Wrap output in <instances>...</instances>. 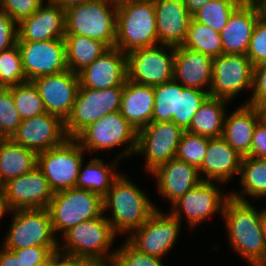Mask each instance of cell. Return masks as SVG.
<instances>
[{
    "label": "cell",
    "instance_id": "1",
    "mask_svg": "<svg viewBox=\"0 0 266 266\" xmlns=\"http://www.w3.org/2000/svg\"><path fill=\"white\" fill-rule=\"evenodd\" d=\"M222 218L228 232V241L234 252L252 266H257L266 254V238L260 222V210L250 201L229 198Z\"/></svg>",
    "mask_w": 266,
    "mask_h": 266
},
{
    "label": "cell",
    "instance_id": "2",
    "mask_svg": "<svg viewBox=\"0 0 266 266\" xmlns=\"http://www.w3.org/2000/svg\"><path fill=\"white\" fill-rule=\"evenodd\" d=\"M149 197L131 181L127 175L121 174L103 197V213L111 211L110 217L105 215L118 235L128 236L159 209Z\"/></svg>",
    "mask_w": 266,
    "mask_h": 266
},
{
    "label": "cell",
    "instance_id": "3",
    "mask_svg": "<svg viewBox=\"0 0 266 266\" xmlns=\"http://www.w3.org/2000/svg\"><path fill=\"white\" fill-rule=\"evenodd\" d=\"M153 0H127L117 3L115 46L123 53L158 45Z\"/></svg>",
    "mask_w": 266,
    "mask_h": 266
},
{
    "label": "cell",
    "instance_id": "4",
    "mask_svg": "<svg viewBox=\"0 0 266 266\" xmlns=\"http://www.w3.org/2000/svg\"><path fill=\"white\" fill-rule=\"evenodd\" d=\"M117 3L88 0L65 9V35H80L115 46Z\"/></svg>",
    "mask_w": 266,
    "mask_h": 266
},
{
    "label": "cell",
    "instance_id": "5",
    "mask_svg": "<svg viewBox=\"0 0 266 266\" xmlns=\"http://www.w3.org/2000/svg\"><path fill=\"white\" fill-rule=\"evenodd\" d=\"M116 236L104 213L66 231L62 235L64 242H59L58 250L74 258L114 260L116 249L111 251L110 247Z\"/></svg>",
    "mask_w": 266,
    "mask_h": 266
},
{
    "label": "cell",
    "instance_id": "6",
    "mask_svg": "<svg viewBox=\"0 0 266 266\" xmlns=\"http://www.w3.org/2000/svg\"><path fill=\"white\" fill-rule=\"evenodd\" d=\"M138 131L120 111L107 114L85 128L75 139L85 152L103 151L128 144L116 158L121 160L136 153ZM117 146V147H116Z\"/></svg>",
    "mask_w": 266,
    "mask_h": 266
},
{
    "label": "cell",
    "instance_id": "7",
    "mask_svg": "<svg viewBox=\"0 0 266 266\" xmlns=\"http://www.w3.org/2000/svg\"><path fill=\"white\" fill-rule=\"evenodd\" d=\"M124 86L107 89L79 87L70 114L64 120L68 138H76L85 128L110 113L120 111Z\"/></svg>",
    "mask_w": 266,
    "mask_h": 266
},
{
    "label": "cell",
    "instance_id": "8",
    "mask_svg": "<svg viewBox=\"0 0 266 266\" xmlns=\"http://www.w3.org/2000/svg\"><path fill=\"white\" fill-rule=\"evenodd\" d=\"M47 209L55 235H63L75 225L104 214L100 195L76 187L54 192Z\"/></svg>",
    "mask_w": 266,
    "mask_h": 266
},
{
    "label": "cell",
    "instance_id": "9",
    "mask_svg": "<svg viewBox=\"0 0 266 266\" xmlns=\"http://www.w3.org/2000/svg\"><path fill=\"white\" fill-rule=\"evenodd\" d=\"M85 151L75 138L37 154V167L53 192L75 188Z\"/></svg>",
    "mask_w": 266,
    "mask_h": 266
},
{
    "label": "cell",
    "instance_id": "10",
    "mask_svg": "<svg viewBox=\"0 0 266 266\" xmlns=\"http://www.w3.org/2000/svg\"><path fill=\"white\" fill-rule=\"evenodd\" d=\"M12 223L2 246L8 250L33 246H58L47 208L10 211Z\"/></svg>",
    "mask_w": 266,
    "mask_h": 266
},
{
    "label": "cell",
    "instance_id": "11",
    "mask_svg": "<svg viewBox=\"0 0 266 266\" xmlns=\"http://www.w3.org/2000/svg\"><path fill=\"white\" fill-rule=\"evenodd\" d=\"M174 52L175 47L162 44L128 52L127 79L152 87L173 80Z\"/></svg>",
    "mask_w": 266,
    "mask_h": 266
},
{
    "label": "cell",
    "instance_id": "12",
    "mask_svg": "<svg viewBox=\"0 0 266 266\" xmlns=\"http://www.w3.org/2000/svg\"><path fill=\"white\" fill-rule=\"evenodd\" d=\"M254 65L245 54L213 58L209 96L231 101L243 90H252Z\"/></svg>",
    "mask_w": 266,
    "mask_h": 266
},
{
    "label": "cell",
    "instance_id": "13",
    "mask_svg": "<svg viewBox=\"0 0 266 266\" xmlns=\"http://www.w3.org/2000/svg\"><path fill=\"white\" fill-rule=\"evenodd\" d=\"M183 133L184 130L173 121L151 122L138 131L135 154H144L145 168L149 174L175 158Z\"/></svg>",
    "mask_w": 266,
    "mask_h": 266
},
{
    "label": "cell",
    "instance_id": "14",
    "mask_svg": "<svg viewBox=\"0 0 266 266\" xmlns=\"http://www.w3.org/2000/svg\"><path fill=\"white\" fill-rule=\"evenodd\" d=\"M218 183L200 182L195 188L174 202L169 212L181 223L184 215L190 229L197 227L215 213L220 212L222 215L225 203L230 198V193L220 191L217 186Z\"/></svg>",
    "mask_w": 266,
    "mask_h": 266
},
{
    "label": "cell",
    "instance_id": "15",
    "mask_svg": "<svg viewBox=\"0 0 266 266\" xmlns=\"http://www.w3.org/2000/svg\"><path fill=\"white\" fill-rule=\"evenodd\" d=\"M157 209L151 217L126 239L138 251L163 258L177 242L181 222L170 212Z\"/></svg>",
    "mask_w": 266,
    "mask_h": 266
},
{
    "label": "cell",
    "instance_id": "16",
    "mask_svg": "<svg viewBox=\"0 0 266 266\" xmlns=\"http://www.w3.org/2000/svg\"><path fill=\"white\" fill-rule=\"evenodd\" d=\"M27 81L68 70L63 39L17 42Z\"/></svg>",
    "mask_w": 266,
    "mask_h": 266
},
{
    "label": "cell",
    "instance_id": "17",
    "mask_svg": "<svg viewBox=\"0 0 266 266\" xmlns=\"http://www.w3.org/2000/svg\"><path fill=\"white\" fill-rule=\"evenodd\" d=\"M67 138L64 121L46 112L22 120L10 139L38 154L61 145Z\"/></svg>",
    "mask_w": 266,
    "mask_h": 266
},
{
    "label": "cell",
    "instance_id": "18",
    "mask_svg": "<svg viewBox=\"0 0 266 266\" xmlns=\"http://www.w3.org/2000/svg\"><path fill=\"white\" fill-rule=\"evenodd\" d=\"M32 82L39 92L45 111L64 121L71 112L80 86L78 74L68 69L37 77Z\"/></svg>",
    "mask_w": 266,
    "mask_h": 266
},
{
    "label": "cell",
    "instance_id": "19",
    "mask_svg": "<svg viewBox=\"0 0 266 266\" xmlns=\"http://www.w3.org/2000/svg\"><path fill=\"white\" fill-rule=\"evenodd\" d=\"M3 189L11 211L48 208L54 194L37 166L32 171L5 183Z\"/></svg>",
    "mask_w": 266,
    "mask_h": 266
},
{
    "label": "cell",
    "instance_id": "20",
    "mask_svg": "<svg viewBox=\"0 0 266 266\" xmlns=\"http://www.w3.org/2000/svg\"><path fill=\"white\" fill-rule=\"evenodd\" d=\"M265 13L263 1L241 3L221 31L223 54H245L257 20Z\"/></svg>",
    "mask_w": 266,
    "mask_h": 266
},
{
    "label": "cell",
    "instance_id": "21",
    "mask_svg": "<svg viewBox=\"0 0 266 266\" xmlns=\"http://www.w3.org/2000/svg\"><path fill=\"white\" fill-rule=\"evenodd\" d=\"M79 87L107 89L124 86L127 80V56L118 48L106 50L78 73Z\"/></svg>",
    "mask_w": 266,
    "mask_h": 266
},
{
    "label": "cell",
    "instance_id": "22",
    "mask_svg": "<svg viewBox=\"0 0 266 266\" xmlns=\"http://www.w3.org/2000/svg\"><path fill=\"white\" fill-rule=\"evenodd\" d=\"M28 18L18 24L17 42H36L63 39L65 9L47 0Z\"/></svg>",
    "mask_w": 266,
    "mask_h": 266
},
{
    "label": "cell",
    "instance_id": "23",
    "mask_svg": "<svg viewBox=\"0 0 266 266\" xmlns=\"http://www.w3.org/2000/svg\"><path fill=\"white\" fill-rule=\"evenodd\" d=\"M153 3L159 44L182 46L192 18L183 0H153Z\"/></svg>",
    "mask_w": 266,
    "mask_h": 266
},
{
    "label": "cell",
    "instance_id": "24",
    "mask_svg": "<svg viewBox=\"0 0 266 266\" xmlns=\"http://www.w3.org/2000/svg\"><path fill=\"white\" fill-rule=\"evenodd\" d=\"M151 174L156 178L159 194L171 204L202 182L195 166L177 158L160 165Z\"/></svg>",
    "mask_w": 266,
    "mask_h": 266
},
{
    "label": "cell",
    "instance_id": "25",
    "mask_svg": "<svg viewBox=\"0 0 266 266\" xmlns=\"http://www.w3.org/2000/svg\"><path fill=\"white\" fill-rule=\"evenodd\" d=\"M212 67L213 58L210 56L182 46L175 47L173 80L182 86L209 93Z\"/></svg>",
    "mask_w": 266,
    "mask_h": 266
},
{
    "label": "cell",
    "instance_id": "26",
    "mask_svg": "<svg viewBox=\"0 0 266 266\" xmlns=\"http://www.w3.org/2000/svg\"><path fill=\"white\" fill-rule=\"evenodd\" d=\"M242 158L222 137L210 138L207 152L198 168L199 176L202 181L225 184L240 173Z\"/></svg>",
    "mask_w": 266,
    "mask_h": 266
},
{
    "label": "cell",
    "instance_id": "27",
    "mask_svg": "<svg viewBox=\"0 0 266 266\" xmlns=\"http://www.w3.org/2000/svg\"><path fill=\"white\" fill-rule=\"evenodd\" d=\"M261 120L257 107L240 105L225 116L222 138L242 157L250 154L253 132Z\"/></svg>",
    "mask_w": 266,
    "mask_h": 266
},
{
    "label": "cell",
    "instance_id": "28",
    "mask_svg": "<svg viewBox=\"0 0 266 266\" xmlns=\"http://www.w3.org/2000/svg\"><path fill=\"white\" fill-rule=\"evenodd\" d=\"M154 107L152 86L126 80L121 97L120 113L139 131L151 123Z\"/></svg>",
    "mask_w": 266,
    "mask_h": 266
},
{
    "label": "cell",
    "instance_id": "29",
    "mask_svg": "<svg viewBox=\"0 0 266 266\" xmlns=\"http://www.w3.org/2000/svg\"><path fill=\"white\" fill-rule=\"evenodd\" d=\"M37 166V153L27 147L3 139L0 143V186Z\"/></svg>",
    "mask_w": 266,
    "mask_h": 266
},
{
    "label": "cell",
    "instance_id": "30",
    "mask_svg": "<svg viewBox=\"0 0 266 266\" xmlns=\"http://www.w3.org/2000/svg\"><path fill=\"white\" fill-rule=\"evenodd\" d=\"M228 100L208 97L192 118L190 133L209 138L222 137Z\"/></svg>",
    "mask_w": 266,
    "mask_h": 266
},
{
    "label": "cell",
    "instance_id": "31",
    "mask_svg": "<svg viewBox=\"0 0 266 266\" xmlns=\"http://www.w3.org/2000/svg\"><path fill=\"white\" fill-rule=\"evenodd\" d=\"M120 160L116 157L110 164H105L102 159L95 157L83 166L81 163L76 188L89 190L102 198L108 193L114 181L121 175L114 171Z\"/></svg>",
    "mask_w": 266,
    "mask_h": 266
},
{
    "label": "cell",
    "instance_id": "32",
    "mask_svg": "<svg viewBox=\"0 0 266 266\" xmlns=\"http://www.w3.org/2000/svg\"><path fill=\"white\" fill-rule=\"evenodd\" d=\"M68 69L78 74L102 55L109 47L101 41L80 35H64Z\"/></svg>",
    "mask_w": 266,
    "mask_h": 266
},
{
    "label": "cell",
    "instance_id": "33",
    "mask_svg": "<svg viewBox=\"0 0 266 266\" xmlns=\"http://www.w3.org/2000/svg\"><path fill=\"white\" fill-rule=\"evenodd\" d=\"M239 174L242 189L229 192L231 198L248 202L247 195L254 199L266 196V159L244 156Z\"/></svg>",
    "mask_w": 266,
    "mask_h": 266
},
{
    "label": "cell",
    "instance_id": "34",
    "mask_svg": "<svg viewBox=\"0 0 266 266\" xmlns=\"http://www.w3.org/2000/svg\"><path fill=\"white\" fill-rule=\"evenodd\" d=\"M182 47L201 52L211 58L223 54L221 34L193 18L189 22L186 39Z\"/></svg>",
    "mask_w": 266,
    "mask_h": 266
},
{
    "label": "cell",
    "instance_id": "35",
    "mask_svg": "<svg viewBox=\"0 0 266 266\" xmlns=\"http://www.w3.org/2000/svg\"><path fill=\"white\" fill-rule=\"evenodd\" d=\"M154 107L151 122L173 121L178 125V92L182 85L175 80L153 87Z\"/></svg>",
    "mask_w": 266,
    "mask_h": 266
},
{
    "label": "cell",
    "instance_id": "36",
    "mask_svg": "<svg viewBox=\"0 0 266 266\" xmlns=\"http://www.w3.org/2000/svg\"><path fill=\"white\" fill-rule=\"evenodd\" d=\"M240 4L237 0H210L192 18L221 33L230 15Z\"/></svg>",
    "mask_w": 266,
    "mask_h": 266
},
{
    "label": "cell",
    "instance_id": "37",
    "mask_svg": "<svg viewBox=\"0 0 266 266\" xmlns=\"http://www.w3.org/2000/svg\"><path fill=\"white\" fill-rule=\"evenodd\" d=\"M11 92L22 120L46 113L43 101L32 81L12 86Z\"/></svg>",
    "mask_w": 266,
    "mask_h": 266
},
{
    "label": "cell",
    "instance_id": "38",
    "mask_svg": "<svg viewBox=\"0 0 266 266\" xmlns=\"http://www.w3.org/2000/svg\"><path fill=\"white\" fill-rule=\"evenodd\" d=\"M18 45L0 52V87L9 88L26 82Z\"/></svg>",
    "mask_w": 266,
    "mask_h": 266
},
{
    "label": "cell",
    "instance_id": "39",
    "mask_svg": "<svg viewBox=\"0 0 266 266\" xmlns=\"http://www.w3.org/2000/svg\"><path fill=\"white\" fill-rule=\"evenodd\" d=\"M209 139V137L184 131L178 144L175 158L193 165L198 169L207 152Z\"/></svg>",
    "mask_w": 266,
    "mask_h": 266
},
{
    "label": "cell",
    "instance_id": "40",
    "mask_svg": "<svg viewBox=\"0 0 266 266\" xmlns=\"http://www.w3.org/2000/svg\"><path fill=\"white\" fill-rule=\"evenodd\" d=\"M209 97V93L195 88L182 86L178 92V126L186 131L195 113Z\"/></svg>",
    "mask_w": 266,
    "mask_h": 266
},
{
    "label": "cell",
    "instance_id": "41",
    "mask_svg": "<svg viewBox=\"0 0 266 266\" xmlns=\"http://www.w3.org/2000/svg\"><path fill=\"white\" fill-rule=\"evenodd\" d=\"M22 122L15 106L11 87H0V135L10 139Z\"/></svg>",
    "mask_w": 266,
    "mask_h": 266
},
{
    "label": "cell",
    "instance_id": "42",
    "mask_svg": "<svg viewBox=\"0 0 266 266\" xmlns=\"http://www.w3.org/2000/svg\"><path fill=\"white\" fill-rule=\"evenodd\" d=\"M161 259L138 251L126 240L116 248L113 261L115 266H163Z\"/></svg>",
    "mask_w": 266,
    "mask_h": 266
},
{
    "label": "cell",
    "instance_id": "43",
    "mask_svg": "<svg viewBox=\"0 0 266 266\" xmlns=\"http://www.w3.org/2000/svg\"><path fill=\"white\" fill-rule=\"evenodd\" d=\"M246 56L254 66L266 63V12L255 24Z\"/></svg>",
    "mask_w": 266,
    "mask_h": 266
},
{
    "label": "cell",
    "instance_id": "44",
    "mask_svg": "<svg viewBox=\"0 0 266 266\" xmlns=\"http://www.w3.org/2000/svg\"><path fill=\"white\" fill-rule=\"evenodd\" d=\"M44 0H2L0 9L8 13L19 24L43 4Z\"/></svg>",
    "mask_w": 266,
    "mask_h": 266
},
{
    "label": "cell",
    "instance_id": "45",
    "mask_svg": "<svg viewBox=\"0 0 266 266\" xmlns=\"http://www.w3.org/2000/svg\"><path fill=\"white\" fill-rule=\"evenodd\" d=\"M57 250L58 246H33L11 251L24 266H36Z\"/></svg>",
    "mask_w": 266,
    "mask_h": 266
},
{
    "label": "cell",
    "instance_id": "46",
    "mask_svg": "<svg viewBox=\"0 0 266 266\" xmlns=\"http://www.w3.org/2000/svg\"><path fill=\"white\" fill-rule=\"evenodd\" d=\"M250 99L243 104L259 108L266 101V63L254 66Z\"/></svg>",
    "mask_w": 266,
    "mask_h": 266
},
{
    "label": "cell",
    "instance_id": "47",
    "mask_svg": "<svg viewBox=\"0 0 266 266\" xmlns=\"http://www.w3.org/2000/svg\"><path fill=\"white\" fill-rule=\"evenodd\" d=\"M18 41V24L5 11L0 9V52L8 50Z\"/></svg>",
    "mask_w": 266,
    "mask_h": 266
},
{
    "label": "cell",
    "instance_id": "48",
    "mask_svg": "<svg viewBox=\"0 0 266 266\" xmlns=\"http://www.w3.org/2000/svg\"><path fill=\"white\" fill-rule=\"evenodd\" d=\"M248 156L266 159V122L262 119L256 124L254 129Z\"/></svg>",
    "mask_w": 266,
    "mask_h": 266
},
{
    "label": "cell",
    "instance_id": "49",
    "mask_svg": "<svg viewBox=\"0 0 266 266\" xmlns=\"http://www.w3.org/2000/svg\"><path fill=\"white\" fill-rule=\"evenodd\" d=\"M72 266H115V265L113 260L72 257Z\"/></svg>",
    "mask_w": 266,
    "mask_h": 266
},
{
    "label": "cell",
    "instance_id": "50",
    "mask_svg": "<svg viewBox=\"0 0 266 266\" xmlns=\"http://www.w3.org/2000/svg\"><path fill=\"white\" fill-rule=\"evenodd\" d=\"M0 266H24L20 259L11 251L2 246L0 249Z\"/></svg>",
    "mask_w": 266,
    "mask_h": 266
},
{
    "label": "cell",
    "instance_id": "51",
    "mask_svg": "<svg viewBox=\"0 0 266 266\" xmlns=\"http://www.w3.org/2000/svg\"><path fill=\"white\" fill-rule=\"evenodd\" d=\"M51 266H72V256L62 254L57 250L51 254Z\"/></svg>",
    "mask_w": 266,
    "mask_h": 266
},
{
    "label": "cell",
    "instance_id": "52",
    "mask_svg": "<svg viewBox=\"0 0 266 266\" xmlns=\"http://www.w3.org/2000/svg\"><path fill=\"white\" fill-rule=\"evenodd\" d=\"M210 0H183L189 14L193 16Z\"/></svg>",
    "mask_w": 266,
    "mask_h": 266
},
{
    "label": "cell",
    "instance_id": "53",
    "mask_svg": "<svg viewBox=\"0 0 266 266\" xmlns=\"http://www.w3.org/2000/svg\"><path fill=\"white\" fill-rule=\"evenodd\" d=\"M4 193L3 186H0V221L2 220L5 213L10 212Z\"/></svg>",
    "mask_w": 266,
    "mask_h": 266
},
{
    "label": "cell",
    "instance_id": "54",
    "mask_svg": "<svg viewBox=\"0 0 266 266\" xmlns=\"http://www.w3.org/2000/svg\"><path fill=\"white\" fill-rule=\"evenodd\" d=\"M53 4L59 5L62 9H66L73 5H78L88 0H49Z\"/></svg>",
    "mask_w": 266,
    "mask_h": 266
},
{
    "label": "cell",
    "instance_id": "55",
    "mask_svg": "<svg viewBox=\"0 0 266 266\" xmlns=\"http://www.w3.org/2000/svg\"><path fill=\"white\" fill-rule=\"evenodd\" d=\"M260 222H261L262 231L264 233V237L266 238V208L263 209L262 211L260 210Z\"/></svg>",
    "mask_w": 266,
    "mask_h": 266
},
{
    "label": "cell",
    "instance_id": "56",
    "mask_svg": "<svg viewBox=\"0 0 266 266\" xmlns=\"http://www.w3.org/2000/svg\"><path fill=\"white\" fill-rule=\"evenodd\" d=\"M258 109L260 111L261 119L266 122V101Z\"/></svg>",
    "mask_w": 266,
    "mask_h": 266
},
{
    "label": "cell",
    "instance_id": "57",
    "mask_svg": "<svg viewBox=\"0 0 266 266\" xmlns=\"http://www.w3.org/2000/svg\"><path fill=\"white\" fill-rule=\"evenodd\" d=\"M36 266H51V255Z\"/></svg>",
    "mask_w": 266,
    "mask_h": 266
},
{
    "label": "cell",
    "instance_id": "58",
    "mask_svg": "<svg viewBox=\"0 0 266 266\" xmlns=\"http://www.w3.org/2000/svg\"><path fill=\"white\" fill-rule=\"evenodd\" d=\"M238 2L240 3H253V2H256V1H259V0H237Z\"/></svg>",
    "mask_w": 266,
    "mask_h": 266
},
{
    "label": "cell",
    "instance_id": "59",
    "mask_svg": "<svg viewBox=\"0 0 266 266\" xmlns=\"http://www.w3.org/2000/svg\"><path fill=\"white\" fill-rule=\"evenodd\" d=\"M257 266H266V254L263 260Z\"/></svg>",
    "mask_w": 266,
    "mask_h": 266
},
{
    "label": "cell",
    "instance_id": "60",
    "mask_svg": "<svg viewBox=\"0 0 266 266\" xmlns=\"http://www.w3.org/2000/svg\"><path fill=\"white\" fill-rule=\"evenodd\" d=\"M109 1H112V2H115V3H119V2L127 1V0H109Z\"/></svg>",
    "mask_w": 266,
    "mask_h": 266
},
{
    "label": "cell",
    "instance_id": "61",
    "mask_svg": "<svg viewBox=\"0 0 266 266\" xmlns=\"http://www.w3.org/2000/svg\"><path fill=\"white\" fill-rule=\"evenodd\" d=\"M265 12H266V0L263 1Z\"/></svg>",
    "mask_w": 266,
    "mask_h": 266
},
{
    "label": "cell",
    "instance_id": "62",
    "mask_svg": "<svg viewBox=\"0 0 266 266\" xmlns=\"http://www.w3.org/2000/svg\"><path fill=\"white\" fill-rule=\"evenodd\" d=\"M4 138L0 135V143H1V141L3 140Z\"/></svg>",
    "mask_w": 266,
    "mask_h": 266
}]
</instances>
